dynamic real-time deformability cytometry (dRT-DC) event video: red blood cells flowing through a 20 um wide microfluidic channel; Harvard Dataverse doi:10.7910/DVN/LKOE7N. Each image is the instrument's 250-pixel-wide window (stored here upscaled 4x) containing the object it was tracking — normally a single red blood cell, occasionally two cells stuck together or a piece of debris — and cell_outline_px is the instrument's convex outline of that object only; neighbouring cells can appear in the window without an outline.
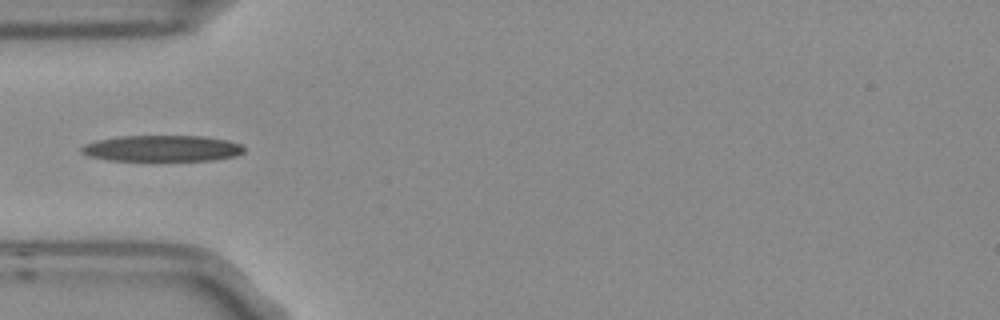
{"species": "Egyptian fruit bat (a non-hibernating species)", "species_latin": "Rousettus aegyptiacus", "temperature_condition": "room temperature", "stored_images_in_passage": 5, "camera_frame_rate_fps": 3000, "um_per_image_px": 0.085, "frame": {"image": 1, "passage_image": 5, "time_ms": 1.333, "image_size_px": [1000, 320], "cell_outline_px": [[244, 152], [236, 156], [212, 160], [108, 160], [88, 156], [80, 152], [80, 148], [84, 144], [96, 140], [120, 136], [204, 136], [228, 140], [240, 144], [244, 148]], "centroid_in_image_um": [13.76, 12.61], "position_along_channel_um": 71.2, "area_um2": 24.8}}